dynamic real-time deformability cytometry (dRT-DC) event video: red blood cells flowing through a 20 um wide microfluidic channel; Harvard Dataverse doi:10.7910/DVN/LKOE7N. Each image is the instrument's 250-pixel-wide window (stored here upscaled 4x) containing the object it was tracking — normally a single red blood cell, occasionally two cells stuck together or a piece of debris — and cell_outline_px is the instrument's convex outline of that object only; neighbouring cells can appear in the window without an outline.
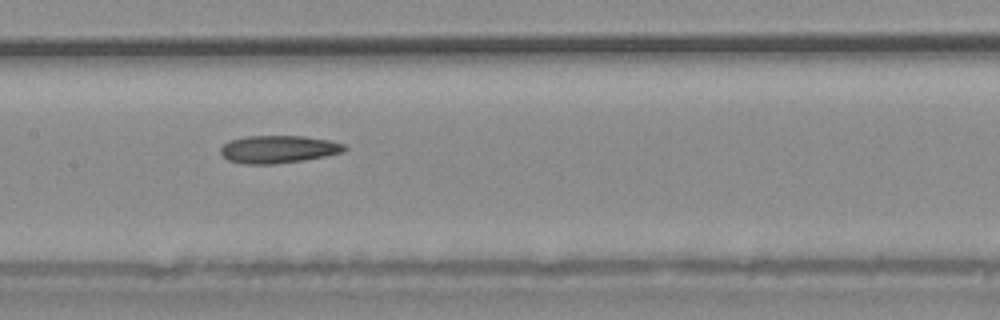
{"species": "common noctule bat (a hibernating species)", "species_latin": "Nyctalus noctula", "temperature_condition": "warm", "stored_images_in_passage": 30, "camera_frame_rate_fps": 3000, "um_per_image_px": 0.085, "animal": {"sex": "male", "body_mass_g": 20.4}, "frame": {"image": 1, "passage_image": 13, "time_ms": 4.0, "image_size_px": [1000, 320], "cell_outline_px": [[348, 148], [344, 152], [324, 156], [276, 164], [244, 164], [228, 160], [220, 152], [220, 148], [228, 140], [248, 136], [304, 136], [328, 140], [344, 144]], "centroid_in_image_um": [23.64, 12.68], "position_along_channel_um": 183.8, "area_um2": 19.88}}